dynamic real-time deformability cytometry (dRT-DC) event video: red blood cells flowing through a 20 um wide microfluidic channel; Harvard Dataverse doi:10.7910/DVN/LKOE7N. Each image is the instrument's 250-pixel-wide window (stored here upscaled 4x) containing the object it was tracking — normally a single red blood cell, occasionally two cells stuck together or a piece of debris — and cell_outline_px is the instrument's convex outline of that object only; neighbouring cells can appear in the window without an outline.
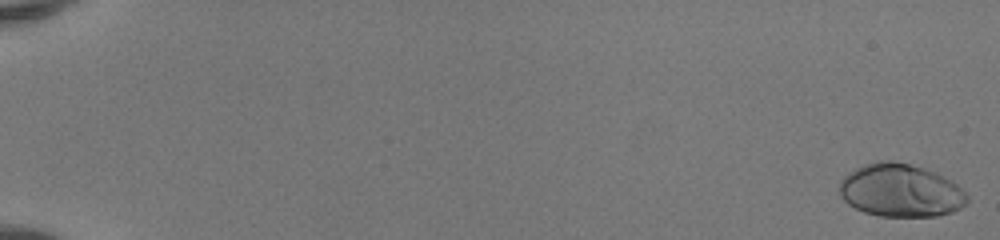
{"species": "human", "species_latin": "Homo sapiens", "temperature_condition": "room temperature", "stored_images_in_passage": 52, "camera_frame_rate_fps": 3000, "um_per_image_px": 0.085, "donor": {"sex": "female"}, "frame": {"image": 1, "passage_image": 1, "time_ms": 0.0, "image_size_px": [1000, 240], "cell_outline_px": [[968, 200], [960, 208], [952, 212], [936, 216], [880, 216], [864, 212], [848, 204], [840, 196], [840, 180], [848, 172], [856, 168], [876, 160], [892, 160], [924, 168], [952, 180], [968, 196]], "centroid_in_image_um": [76.53, 16.19], "position_along_channel_um": 8.5, "area_um2": 39.36}}
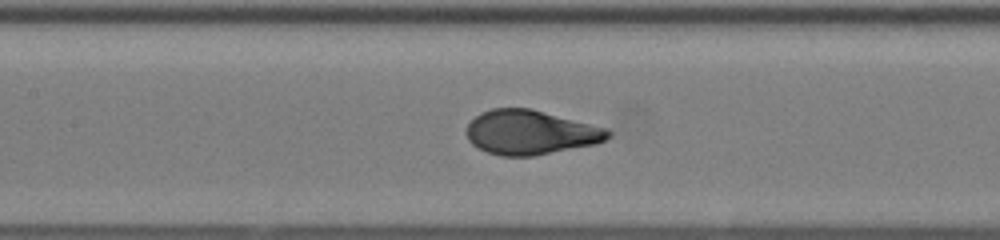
{"frame": {"image": 2, "passage_image": 27, "time_ms": 8.667, "image_size_px": [1000, 240], "cell_outline_px": [[612, 136], [596, 144], [532, 156], [500, 156], [488, 152], [472, 144], [468, 140], [464, 132], [468, 124], [480, 112], [492, 108], [532, 108], [608, 128], [612, 132]], "centroid_in_image_um": [45.09, 11.24], "position_along_channel_um": 162.3, "area_um2": 36.88}}
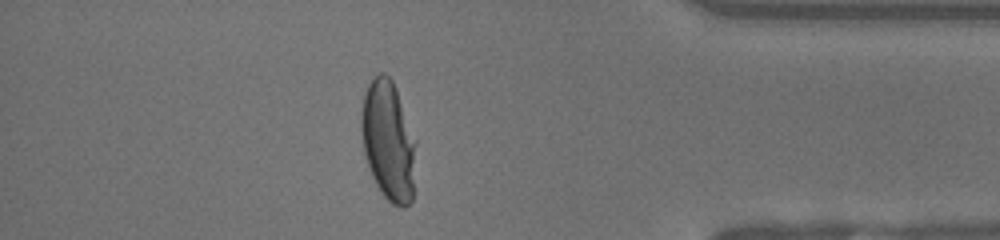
{"frame": {"image": 3, "passage_image": 46, "time_ms": 15.0, "image_size_px": [1000, 240], "cell_outline_px": [[416, 144], [412, 200], [404, 208], [400, 208], [392, 204], [384, 196], [376, 184], [372, 176], [364, 152], [360, 128], [360, 120], [364, 96], [368, 84], [380, 72], [384, 72], [392, 80], [396, 88], [416, 140]], "centroid_in_image_um": [33.01, 11.98], "position_along_channel_um": 402.2, "area_um2": 38.09}, "authors_computed_cell_mechanics": {"area_um2": 37.1076, "velocity_mm_per_s": 4.1537, "shape_relaxation_time_tau1_ms": 4.0691, "shape_relaxation_time_tau2_ms": null, "deformation_change_tau1": 0.2264, "deformation_change_tau2": null}}